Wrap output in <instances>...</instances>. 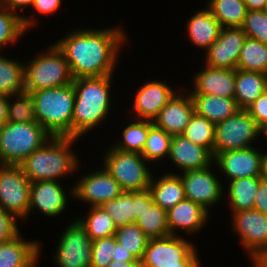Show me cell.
<instances>
[{"label":"cell","instance_id":"1","mask_svg":"<svg viewBox=\"0 0 267 267\" xmlns=\"http://www.w3.org/2000/svg\"><path fill=\"white\" fill-rule=\"evenodd\" d=\"M123 28L122 24L104 29L75 28L54 44L69 63L74 79L115 75L121 49L128 43Z\"/></svg>","mask_w":267,"mask_h":267},{"label":"cell","instance_id":"2","mask_svg":"<svg viewBox=\"0 0 267 267\" xmlns=\"http://www.w3.org/2000/svg\"><path fill=\"white\" fill-rule=\"evenodd\" d=\"M113 78V75H107L73 80L75 103L72 137L85 138V134L95 130V127L100 128L99 126L111 115L110 107L114 101H111Z\"/></svg>","mask_w":267,"mask_h":267},{"label":"cell","instance_id":"3","mask_svg":"<svg viewBox=\"0 0 267 267\" xmlns=\"http://www.w3.org/2000/svg\"><path fill=\"white\" fill-rule=\"evenodd\" d=\"M77 141L80 139L75 137H51L19 166L31 183L45 180L60 181L65 176H73L76 171L80 172L81 166V159L72 148Z\"/></svg>","mask_w":267,"mask_h":267},{"label":"cell","instance_id":"4","mask_svg":"<svg viewBox=\"0 0 267 267\" xmlns=\"http://www.w3.org/2000/svg\"><path fill=\"white\" fill-rule=\"evenodd\" d=\"M34 100L37 122L52 137H72V117L75 103L73 83L57 88L30 92Z\"/></svg>","mask_w":267,"mask_h":267},{"label":"cell","instance_id":"5","mask_svg":"<svg viewBox=\"0 0 267 267\" xmlns=\"http://www.w3.org/2000/svg\"><path fill=\"white\" fill-rule=\"evenodd\" d=\"M24 69V91L29 93L69 85L74 80L69 63L54 43L25 62Z\"/></svg>","mask_w":267,"mask_h":267},{"label":"cell","instance_id":"6","mask_svg":"<svg viewBox=\"0 0 267 267\" xmlns=\"http://www.w3.org/2000/svg\"><path fill=\"white\" fill-rule=\"evenodd\" d=\"M52 136L38 122H10L0 128V164L19 165Z\"/></svg>","mask_w":267,"mask_h":267},{"label":"cell","instance_id":"7","mask_svg":"<svg viewBox=\"0 0 267 267\" xmlns=\"http://www.w3.org/2000/svg\"><path fill=\"white\" fill-rule=\"evenodd\" d=\"M104 150V168L119 183L123 191L149 189L153 171L146 159L138 152H124L112 145ZM150 168V169H149Z\"/></svg>","mask_w":267,"mask_h":267},{"label":"cell","instance_id":"8","mask_svg":"<svg viewBox=\"0 0 267 267\" xmlns=\"http://www.w3.org/2000/svg\"><path fill=\"white\" fill-rule=\"evenodd\" d=\"M182 236L149 239L141 267H192L200 259L197 247Z\"/></svg>","mask_w":267,"mask_h":267},{"label":"cell","instance_id":"9","mask_svg":"<svg viewBox=\"0 0 267 267\" xmlns=\"http://www.w3.org/2000/svg\"><path fill=\"white\" fill-rule=\"evenodd\" d=\"M260 139L259 126L247 110H239L224 121L215 124L213 156L226 151L253 147Z\"/></svg>","mask_w":267,"mask_h":267},{"label":"cell","instance_id":"10","mask_svg":"<svg viewBox=\"0 0 267 267\" xmlns=\"http://www.w3.org/2000/svg\"><path fill=\"white\" fill-rule=\"evenodd\" d=\"M30 186L31 182L19 165L0 164V208L21 223L28 220Z\"/></svg>","mask_w":267,"mask_h":267},{"label":"cell","instance_id":"11","mask_svg":"<svg viewBox=\"0 0 267 267\" xmlns=\"http://www.w3.org/2000/svg\"><path fill=\"white\" fill-rule=\"evenodd\" d=\"M58 238L52 255L55 267H91L93 240L76 217Z\"/></svg>","mask_w":267,"mask_h":267},{"label":"cell","instance_id":"12","mask_svg":"<svg viewBox=\"0 0 267 267\" xmlns=\"http://www.w3.org/2000/svg\"><path fill=\"white\" fill-rule=\"evenodd\" d=\"M212 166L176 173L182 179L185 198L200 204L209 213L212 207L214 208L224 199L223 190L226 185L221 184L220 176L216 174L217 171H213Z\"/></svg>","mask_w":267,"mask_h":267},{"label":"cell","instance_id":"13","mask_svg":"<svg viewBox=\"0 0 267 267\" xmlns=\"http://www.w3.org/2000/svg\"><path fill=\"white\" fill-rule=\"evenodd\" d=\"M231 213L232 229L249 260L267 252V215L255 210H240Z\"/></svg>","mask_w":267,"mask_h":267},{"label":"cell","instance_id":"14","mask_svg":"<svg viewBox=\"0 0 267 267\" xmlns=\"http://www.w3.org/2000/svg\"><path fill=\"white\" fill-rule=\"evenodd\" d=\"M100 167L102 168L92 169L91 172L83 174L73 185V200L77 199L90 207H95L114 200L123 192L119 183L104 166Z\"/></svg>","mask_w":267,"mask_h":267},{"label":"cell","instance_id":"15","mask_svg":"<svg viewBox=\"0 0 267 267\" xmlns=\"http://www.w3.org/2000/svg\"><path fill=\"white\" fill-rule=\"evenodd\" d=\"M255 146L217 154L214 168H219L217 171L228 182L243 177H262L264 152Z\"/></svg>","mask_w":267,"mask_h":267},{"label":"cell","instance_id":"16","mask_svg":"<svg viewBox=\"0 0 267 267\" xmlns=\"http://www.w3.org/2000/svg\"><path fill=\"white\" fill-rule=\"evenodd\" d=\"M60 181H37L30 186V207L28 218L36 212L50 218L63 214L69 204V197L73 199V186L70 191L63 188ZM68 192V193H67Z\"/></svg>","mask_w":267,"mask_h":267},{"label":"cell","instance_id":"17","mask_svg":"<svg viewBox=\"0 0 267 267\" xmlns=\"http://www.w3.org/2000/svg\"><path fill=\"white\" fill-rule=\"evenodd\" d=\"M247 35L241 27H221L218 39L205 51L204 63L213 68L237 69Z\"/></svg>","mask_w":267,"mask_h":267},{"label":"cell","instance_id":"18","mask_svg":"<svg viewBox=\"0 0 267 267\" xmlns=\"http://www.w3.org/2000/svg\"><path fill=\"white\" fill-rule=\"evenodd\" d=\"M145 82L136 91L133 98V108L130 109L132 113H135L133 119L153 121L178 89H173L170 84L168 85L160 79Z\"/></svg>","mask_w":267,"mask_h":267},{"label":"cell","instance_id":"19","mask_svg":"<svg viewBox=\"0 0 267 267\" xmlns=\"http://www.w3.org/2000/svg\"><path fill=\"white\" fill-rule=\"evenodd\" d=\"M181 91V92H180ZM194 114V104L187 90H178L160 110L153 124L167 134L181 135Z\"/></svg>","mask_w":267,"mask_h":267},{"label":"cell","instance_id":"20","mask_svg":"<svg viewBox=\"0 0 267 267\" xmlns=\"http://www.w3.org/2000/svg\"><path fill=\"white\" fill-rule=\"evenodd\" d=\"M153 203L149 189L142 191H123L114 200L101 205L117 227L135 223L140 214Z\"/></svg>","mask_w":267,"mask_h":267},{"label":"cell","instance_id":"21","mask_svg":"<svg viewBox=\"0 0 267 267\" xmlns=\"http://www.w3.org/2000/svg\"><path fill=\"white\" fill-rule=\"evenodd\" d=\"M167 160L171 161L176 171H191L209 167L214 164L212 152L202 146L194 144L184 135H173Z\"/></svg>","mask_w":267,"mask_h":267},{"label":"cell","instance_id":"22","mask_svg":"<svg viewBox=\"0 0 267 267\" xmlns=\"http://www.w3.org/2000/svg\"><path fill=\"white\" fill-rule=\"evenodd\" d=\"M210 213L200 204L189 199L178 202L167 211V224L170 235L181 236L178 231L193 236L205 228L209 223ZM208 222V223H207Z\"/></svg>","mask_w":267,"mask_h":267},{"label":"cell","instance_id":"23","mask_svg":"<svg viewBox=\"0 0 267 267\" xmlns=\"http://www.w3.org/2000/svg\"><path fill=\"white\" fill-rule=\"evenodd\" d=\"M202 69L192 77L193 87L188 93L208 94L218 97L234 98L235 70L213 68L203 64ZM204 68V69H203ZM194 88V89H193Z\"/></svg>","mask_w":267,"mask_h":267},{"label":"cell","instance_id":"24","mask_svg":"<svg viewBox=\"0 0 267 267\" xmlns=\"http://www.w3.org/2000/svg\"><path fill=\"white\" fill-rule=\"evenodd\" d=\"M39 240H25L21 233L0 245V267H38L42 255Z\"/></svg>","mask_w":267,"mask_h":267},{"label":"cell","instance_id":"25","mask_svg":"<svg viewBox=\"0 0 267 267\" xmlns=\"http://www.w3.org/2000/svg\"><path fill=\"white\" fill-rule=\"evenodd\" d=\"M186 23V36L196 48L206 51L218 39L221 25L206 6L191 15Z\"/></svg>","mask_w":267,"mask_h":267},{"label":"cell","instance_id":"26","mask_svg":"<svg viewBox=\"0 0 267 267\" xmlns=\"http://www.w3.org/2000/svg\"><path fill=\"white\" fill-rule=\"evenodd\" d=\"M164 173L160 177L159 175L156 177L155 173L153 174L149 190L153 203L168 211L185 199V191L179 174H176L173 170Z\"/></svg>","mask_w":267,"mask_h":267},{"label":"cell","instance_id":"27","mask_svg":"<svg viewBox=\"0 0 267 267\" xmlns=\"http://www.w3.org/2000/svg\"><path fill=\"white\" fill-rule=\"evenodd\" d=\"M189 94L194 104V112L214 124L224 121L241 110L234 98L208 94Z\"/></svg>","mask_w":267,"mask_h":267},{"label":"cell","instance_id":"28","mask_svg":"<svg viewBox=\"0 0 267 267\" xmlns=\"http://www.w3.org/2000/svg\"><path fill=\"white\" fill-rule=\"evenodd\" d=\"M267 90V74L235 70L234 99L240 109L246 110Z\"/></svg>","mask_w":267,"mask_h":267},{"label":"cell","instance_id":"29","mask_svg":"<svg viewBox=\"0 0 267 267\" xmlns=\"http://www.w3.org/2000/svg\"><path fill=\"white\" fill-rule=\"evenodd\" d=\"M226 183L227 191L224 190V198L226 196L230 212L254 209L256 193L260 186V177H243Z\"/></svg>","mask_w":267,"mask_h":267},{"label":"cell","instance_id":"30","mask_svg":"<svg viewBox=\"0 0 267 267\" xmlns=\"http://www.w3.org/2000/svg\"><path fill=\"white\" fill-rule=\"evenodd\" d=\"M206 7L221 27H241L247 13L243 0H209Z\"/></svg>","mask_w":267,"mask_h":267},{"label":"cell","instance_id":"31","mask_svg":"<svg viewBox=\"0 0 267 267\" xmlns=\"http://www.w3.org/2000/svg\"><path fill=\"white\" fill-rule=\"evenodd\" d=\"M24 63L0 53V95L10 96L24 91Z\"/></svg>","mask_w":267,"mask_h":267},{"label":"cell","instance_id":"32","mask_svg":"<svg viewBox=\"0 0 267 267\" xmlns=\"http://www.w3.org/2000/svg\"><path fill=\"white\" fill-rule=\"evenodd\" d=\"M88 210L84 217L79 216L77 219L92 240L115 235L117 226L101 206L89 207Z\"/></svg>","mask_w":267,"mask_h":267},{"label":"cell","instance_id":"33","mask_svg":"<svg viewBox=\"0 0 267 267\" xmlns=\"http://www.w3.org/2000/svg\"><path fill=\"white\" fill-rule=\"evenodd\" d=\"M131 121L121 132L122 140L111 144L120 151L142 153L149 129L154 125L153 121L136 118Z\"/></svg>","mask_w":267,"mask_h":267},{"label":"cell","instance_id":"34","mask_svg":"<svg viewBox=\"0 0 267 267\" xmlns=\"http://www.w3.org/2000/svg\"><path fill=\"white\" fill-rule=\"evenodd\" d=\"M237 69L267 74V44L247 37L240 50Z\"/></svg>","mask_w":267,"mask_h":267},{"label":"cell","instance_id":"35","mask_svg":"<svg viewBox=\"0 0 267 267\" xmlns=\"http://www.w3.org/2000/svg\"><path fill=\"white\" fill-rule=\"evenodd\" d=\"M135 223L149 239L170 235L167 224V211L155 203L145 208Z\"/></svg>","mask_w":267,"mask_h":267},{"label":"cell","instance_id":"36","mask_svg":"<svg viewBox=\"0 0 267 267\" xmlns=\"http://www.w3.org/2000/svg\"><path fill=\"white\" fill-rule=\"evenodd\" d=\"M28 31L23 23V17L10 11L8 8L0 7V51L11 44L18 42ZM5 46V47H4ZM3 48V49H2ZM2 49V50H1ZM0 52V53H1Z\"/></svg>","mask_w":267,"mask_h":267},{"label":"cell","instance_id":"37","mask_svg":"<svg viewBox=\"0 0 267 267\" xmlns=\"http://www.w3.org/2000/svg\"><path fill=\"white\" fill-rule=\"evenodd\" d=\"M182 135L194 144L209 149L213 154L215 124L205 117L194 112Z\"/></svg>","mask_w":267,"mask_h":267},{"label":"cell","instance_id":"38","mask_svg":"<svg viewBox=\"0 0 267 267\" xmlns=\"http://www.w3.org/2000/svg\"><path fill=\"white\" fill-rule=\"evenodd\" d=\"M172 136L164 130L153 125L148 132L147 139L141 155L150 164L160 162L169 156Z\"/></svg>","mask_w":267,"mask_h":267},{"label":"cell","instance_id":"39","mask_svg":"<svg viewBox=\"0 0 267 267\" xmlns=\"http://www.w3.org/2000/svg\"><path fill=\"white\" fill-rule=\"evenodd\" d=\"M115 237L126 251H130L136 259H142L149 238L136 223L117 227Z\"/></svg>","mask_w":267,"mask_h":267},{"label":"cell","instance_id":"40","mask_svg":"<svg viewBox=\"0 0 267 267\" xmlns=\"http://www.w3.org/2000/svg\"><path fill=\"white\" fill-rule=\"evenodd\" d=\"M7 112L10 122H37L34 100L29 92L23 91L8 96Z\"/></svg>","mask_w":267,"mask_h":267},{"label":"cell","instance_id":"41","mask_svg":"<svg viewBox=\"0 0 267 267\" xmlns=\"http://www.w3.org/2000/svg\"><path fill=\"white\" fill-rule=\"evenodd\" d=\"M241 28L248 38L267 44V15L264 11H247Z\"/></svg>","mask_w":267,"mask_h":267},{"label":"cell","instance_id":"42","mask_svg":"<svg viewBox=\"0 0 267 267\" xmlns=\"http://www.w3.org/2000/svg\"><path fill=\"white\" fill-rule=\"evenodd\" d=\"M116 241L117 239L115 235L92 241L91 267H106L110 262H112Z\"/></svg>","mask_w":267,"mask_h":267},{"label":"cell","instance_id":"43","mask_svg":"<svg viewBox=\"0 0 267 267\" xmlns=\"http://www.w3.org/2000/svg\"><path fill=\"white\" fill-rule=\"evenodd\" d=\"M62 6V0H34V3L32 5V9L34 12H32L31 17L28 15H23V23L25 28L28 30L30 27H34L36 24L37 26V19L33 16H36L38 14L41 16H51L54 15V13L58 12L59 9Z\"/></svg>","mask_w":267,"mask_h":267},{"label":"cell","instance_id":"44","mask_svg":"<svg viewBox=\"0 0 267 267\" xmlns=\"http://www.w3.org/2000/svg\"><path fill=\"white\" fill-rule=\"evenodd\" d=\"M17 218L0 208V245L16 237L21 231Z\"/></svg>","mask_w":267,"mask_h":267},{"label":"cell","instance_id":"45","mask_svg":"<svg viewBox=\"0 0 267 267\" xmlns=\"http://www.w3.org/2000/svg\"><path fill=\"white\" fill-rule=\"evenodd\" d=\"M256 124L260 127L267 121V90L263 92L251 106L246 109Z\"/></svg>","mask_w":267,"mask_h":267},{"label":"cell","instance_id":"46","mask_svg":"<svg viewBox=\"0 0 267 267\" xmlns=\"http://www.w3.org/2000/svg\"><path fill=\"white\" fill-rule=\"evenodd\" d=\"M254 209L267 215V181L260 177V186L256 193Z\"/></svg>","mask_w":267,"mask_h":267},{"label":"cell","instance_id":"47","mask_svg":"<svg viewBox=\"0 0 267 267\" xmlns=\"http://www.w3.org/2000/svg\"><path fill=\"white\" fill-rule=\"evenodd\" d=\"M34 3V0H2V7L8 8L10 11L18 14H21V11L25 10V8H31Z\"/></svg>","mask_w":267,"mask_h":267},{"label":"cell","instance_id":"48","mask_svg":"<svg viewBox=\"0 0 267 267\" xmlns=\"http://www.w3.org/2000/svg\"><path fill=\"white\" fill-rule=\"evenodd\" d=\"M127 262V261H140L134 257L130 251H126L118 241L115 242L114 254L112 256V261Z\"/></svg>","mask_w":267,"mask_h":267},{"label":"cell","instance_id":"49","mask_svg":"<svg viewBox=\"0 0 267 267\" xmlns=\"http://www.w3.org/2000/svg\"><path fill=\"white\" fill-rule=\"evenodd\" d=\"M8 96L0 95V128L8 122Z\"/></svg>","mask_w":267,"mask_h":267},{"label":"cell","instance_id":"50","mask_svg":"<svg viewBox=\"0 0 267 267\" xmlns=\"http://www.w3.org/2000/svg\"><path fill=\"white\" fill-rule=\"evenodd\" d=\"M247 11H263L267 0H243Z\"/></svg>","mask_w":267,"mask_h":267},{"label":"cell","instance_id":"51","mask_svg":"<svg viewBox=\"0 0 267 267\" xmlns=\"http://www.w3.org/2000/svg\"><path fill=\"white\" fill-rule=\"evenodd\" d=\"M249 261L252 265L251 267H267V252L257 255Z\"/></svg>","mask_w":267,"mask_h":267},{"label":"cell","instance_id":"52","mask_svg":"<svg viewBox=\"0 0 267 267\" xmlns=\"http://www.w3.org/2000/svg\"><path fill=\"white\" fill-rule=\"evenodd\" d=\"M106 267H141L140 261L120 262L112 261Z\"/></svg>","mask_w":267,"mask_h":267},{"label":"cell","instance_id":"53","mask_svg":"<svg viewBox=\"0 0 267 267\" xmlns=\"http://www.w3.org/2000/svg\"><path fill=\"white\" fill-rule=\"evenodd\" d=\"M262 179L267 181V152H264L263 167H262Z\"/></svg>","mask_w":267,"mask_h":267},{"label":"cell","instance_id":"54","mask_svg":"<svg viewBox=\"0 0 267 267\" xmlns=\"http://www.w3.org/2000/svg\"><path fill=\"white\" fill-rule=\"evenodd\" d=\"M260 138L262 137V135L264 136L265 141H267V121L264 122L260 127Z\"/></svg>","mask_w":267,"mask_h":267},{"label":"cell","instance_id":"55","mask_svg":"<svg viewBox=\"0 0 267 267\" xmlns=\"http://www.w3.org/2000/svg\"><path fill=\"white\" fill-rule=\"evenodd\" d=\"M201 259H199L192 267H203L201 266Z\"/></svg>","mask_w":267,"mask_h":267},{"label":"cell","instance_id":"56","mask_svg":"<svg viewBox=\"0 0 267 267\" xmlns=\"http://www.w3.org/2000/svg\"><path fill=\"white\" fill-rule=\"evenodd\" d=\"M263 11H264V12L266 13V15H267V1H266V3H265V6H264Z\"/></svg>","mask_w":267,"mask_h":267}]
</instances>
